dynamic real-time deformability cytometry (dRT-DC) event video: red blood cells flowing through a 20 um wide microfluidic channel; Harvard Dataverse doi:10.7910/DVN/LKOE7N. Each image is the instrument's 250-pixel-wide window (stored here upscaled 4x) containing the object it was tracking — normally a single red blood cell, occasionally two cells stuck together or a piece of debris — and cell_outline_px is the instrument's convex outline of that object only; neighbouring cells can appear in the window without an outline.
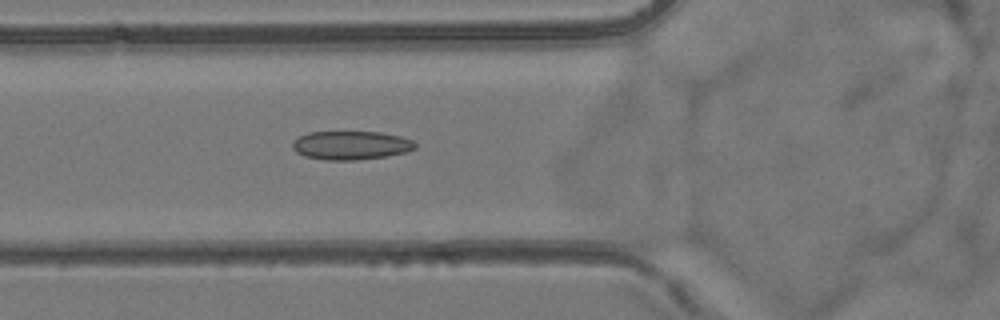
{"species": "common noctule bat (a hibernating species)", "species_latin": "Nyctalus noctula", "temperature_condition": "room temperature", "stored_images_in_passage": 42, "camera_frame_rate_fps": 3000, "um_per_image_px": 0.085, "animal": {"sex": "female", "body_mass_g": 24.6, "forearm_length_mm": 56.2}, "frame": {"image": 1, "passage_image": 8, "time_ms": 2.333, "image_size_px": [1000, 320], "cell_outline_px": [[416, 148], [408, 152], [384, 156], [356, 160], [324, 160], [304, 156], [296, 152], [292, 148], [292, 144], [300, 136], [308, 132], [380, 132], [400, 136], [412, 140], [416, 144]], "centroid_in_image_um": [29.83, 12.35], "position_along_channel_um": 96.0, "area_um2": 20.46}}
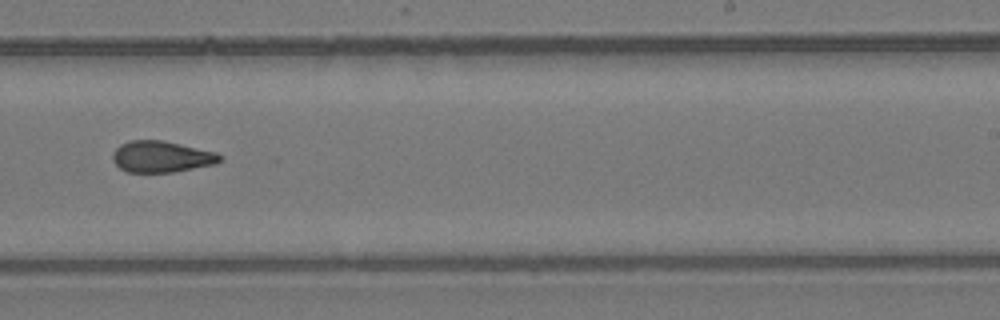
{"frame": {"image": 2, "passage_image": 22, "time_ms": 7.0, "image_size_px": [1000, 320], "cell_outline_px": [[224, 160], [216, 164], [172, 172], [128, 172], [120, 168], [112, 160], [112, 152], [120, 144], [128, 140], [164, 140], [216, 152], [224, 156]], "centroid_in_image_um": [13.75, 13.31], "position_along_channel_um": 275.3, "area_um2": 19.83}}
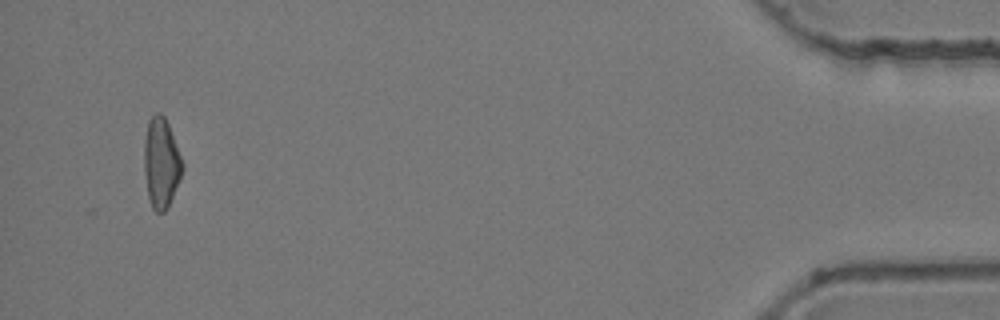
{"frame": {"image": 3, "passage_image": 40, "time_ms": 13.0, "image_size_px": [1000, 320], "cell_outline_px": [[184, 168], [172, 196], [164, 212], [156, 212], [152, 208], [148, 196], [144, 172], [144, 140], [148, 120], [156, 112], [160, 112], [164, 116], [168, 124], [184, 164]], "centroid_in_image_um": [13.68, 13.81], "position_along_channel_um": 421.5, "area_um2": 19.94}, "authors_computed_cell_mechanics": {"area_um2": 19.941, "velocity_mm_per_s": 3.8282, "shape_relaxation_time_tau1_ms": null, "shape_relaxation_time_tau2_ms": 2.6116, "deformation_change_tau1": null, "deformation_change_tau2": 0.0939}}